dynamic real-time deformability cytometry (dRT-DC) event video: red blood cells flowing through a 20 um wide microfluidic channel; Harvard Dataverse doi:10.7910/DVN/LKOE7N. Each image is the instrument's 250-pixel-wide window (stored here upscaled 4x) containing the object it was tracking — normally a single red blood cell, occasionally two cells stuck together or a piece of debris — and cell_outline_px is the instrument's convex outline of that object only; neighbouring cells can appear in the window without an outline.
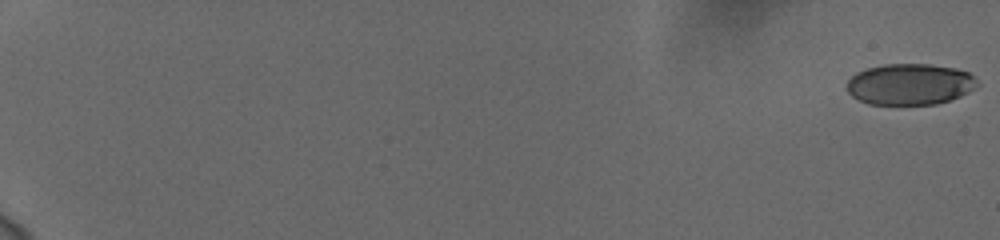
{"species": "human", "species_latin": "Homo sapiens", "temperature_condition": "cold", "stored_images_in_passage": 59, "camera_frame_rate_fps": 3000, "um_per_image_px": 0.085, "donor": {"sex": "female"}, "frame": {"image": 1, "passage_image": 1, "time_ms": 0.0, "image_size_px": [1000, 240], "cell_outline_px": [[980, 84], [968, 92], [960, 96], [936, 104], [868, 104], [852, 96], [848, 92], [848, 80], [856, 72], [868, 68], [884, 64], [928, 64], [956, 68], [968, 72]], "centroid_in_image_um": [77.34, 7.15], "position_along_channel_um": 7.7, "area_um2": 31.15}}
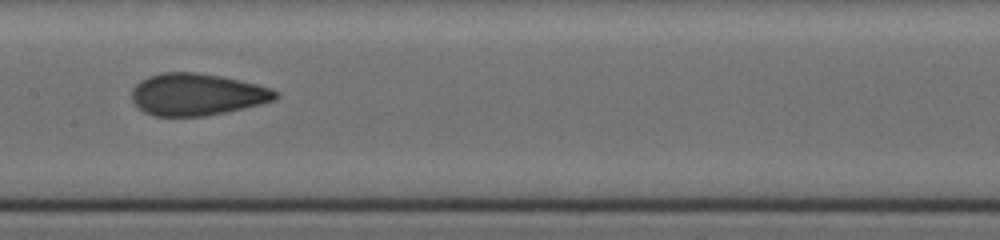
{"frame": {"image": 2, "passage_image": 34, "time_ms": 11.0, "image_size_px": [1000, 240], "cell_outline_px": [[280, 96], [276, 100], [244, 108], [204, 116], [152, 116], [144, 112], [132, 100], [132, 88], [140, 80], [148, 76], [160, 72], [196, 72], [220, 76], [256, 84], [272, 88], [280, 92]], "centroid_in_image_um": [16.75, 8.02], "position_along_channel_um": 190.7, "area_um2": 35.32}}
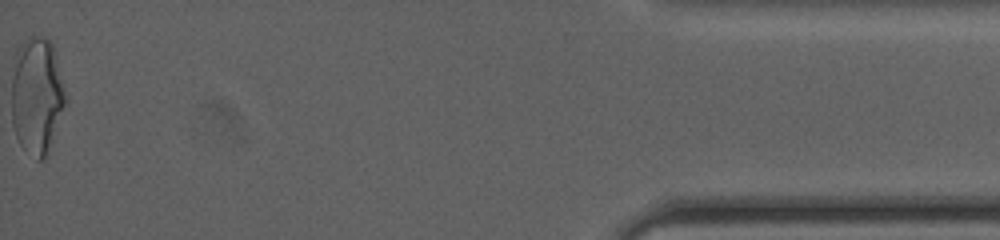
{"frame": {"image": 3, "passage_image": 59, "time_ms": 19.333, "image_size_px": [1000, 240], "cell_outline_px": [[64, 104], [48, 152], [40, 160], [36, 160], [20, 144], [16, 136], [12, 124], [12, 76], [16, 52], [20, 44], [28, 36], [44, 36], [52, 44], [56, 56], [64, 88]], "centroid_in_image_um": [3.1, 8.1], "position_along_channel_um": 432.1, "area_um2": 36.18}, "authors_computed_cell_mechanics": {"area_um2": 34.2754, "velocity_mm_per_s": 3.7693, "shape_relaxation_time_tau1_ms": 7.4028, "shape_relaxation_time_tau2_ms": 1.1149, "deformation_change_tau1": 0.1866, "deformation_change_tau2": 0.0748}}